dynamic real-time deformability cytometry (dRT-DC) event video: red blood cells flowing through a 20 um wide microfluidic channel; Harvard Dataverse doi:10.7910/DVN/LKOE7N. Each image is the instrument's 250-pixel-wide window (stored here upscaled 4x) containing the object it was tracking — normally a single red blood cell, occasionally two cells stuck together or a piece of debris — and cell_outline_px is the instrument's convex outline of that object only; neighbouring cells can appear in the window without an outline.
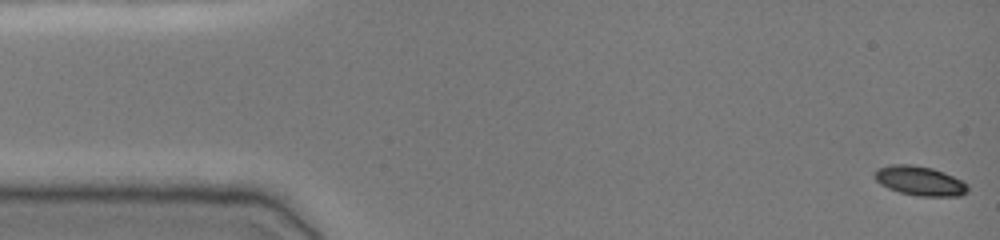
{"species": "common noctule bat (a hibernating species)", "species_latin": "Nyctalus noctula", "temperature_condition": "cold", "stored_images_in_passage": 50, "camera_frame_rate_fps": 3000, "um_per_image_px": 0.085, "animal": {"sex": "female", "body_mass_g": 19.0, "forearm_length_mm": 51.5}, "frame": {"image": 1, "passage_image": 1, "time_ms": 0.0, "image_size_px": [1000, 240], "cell_outline_px": [[968, 192], [960, 196], [916, 196], [900, 192], [888, 188], [880, 184], [872, 176], [876, 168], [892, 164], [912, 164], [932, 168], [944, 172], [964, 180], [968, 184]], "centroid_in_image_um": [78.19, 15.36], "position_along_channel_um": 6.8, "area_um2": 16.3}}
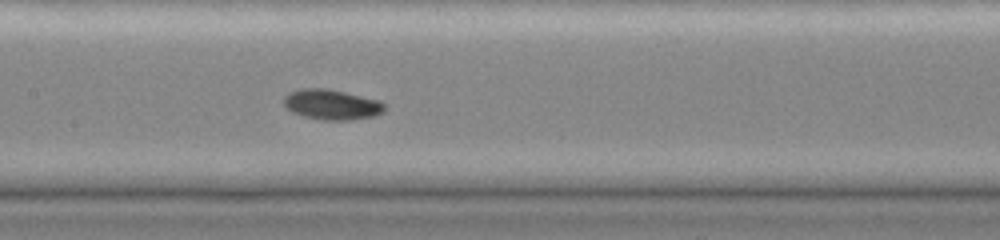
{"frame": {"image": 2, "passage_image": 24, "time_ms": 7.667, "image_size_px": [1000, 240], "cell_outline_px": [[384, 112], [372, 116], [352, 120], [324, 120], [304, 116], [292, 112], [284, 104], [284, 96], [288, 92], [300, 88], [328, 88], [380, 100], [384, 104]], "centroid_in_image_um": [28.19, 8.87], "position_along_channel_um": 179.2, "area_um2": 17.8}}
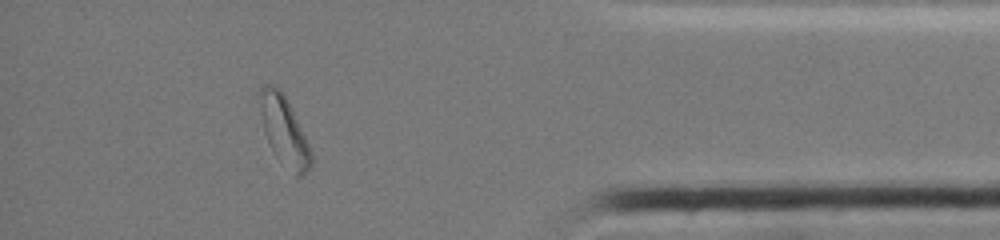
{"frame": {"image": 3, "passage_image": 44, "time_ms": 14.333, "image_size_px": [1000, 240], "cell_outline_px": [[312, 168], [300, 176], [296, 176], [276, 156], [264, 132], [256, 96], [256, 92], [264, 84], [272, 84], [280, 88], [312, 152]], "centroid_in_image_um": [24.1, 11.07], "position_along_channel_um": 411.1, "area_um2": 20.4}, "authors_computed_cell_mechanics": {"area_um2": 16.6464, "velocity_mm_per_s": 3.8363, "shape_relaxation_time_tau1_ms": 1.8979, "shape_relaxation_time_tau2_ms": null, "deformation_change_tau1": 0.1036, "deformation_change_tau2": null}}